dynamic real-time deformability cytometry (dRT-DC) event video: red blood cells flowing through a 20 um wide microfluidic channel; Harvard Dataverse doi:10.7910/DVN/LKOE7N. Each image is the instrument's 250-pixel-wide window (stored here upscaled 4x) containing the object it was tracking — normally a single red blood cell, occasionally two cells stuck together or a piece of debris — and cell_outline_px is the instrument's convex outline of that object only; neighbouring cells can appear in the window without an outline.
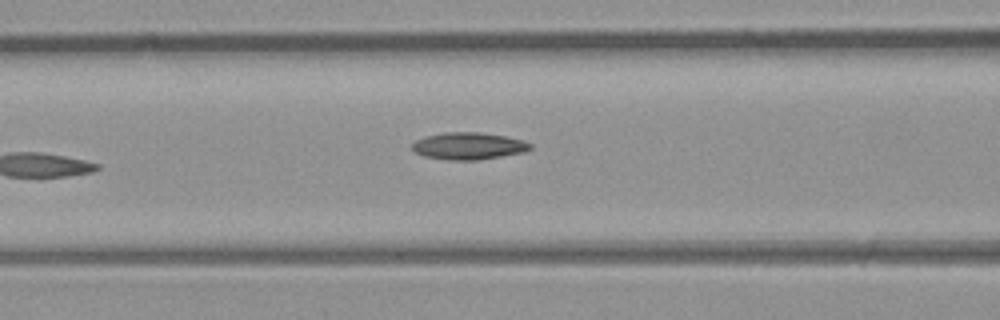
{"species": "common noctule bat (a hibernating species)", "species_latin": "Nyctalus noctula", "temperature_condition": "room temperature", "stored_images_in_passage": 31, "camera_frame_rate_fps": 3000, "um_per_image_px": 0.085, "animal": {"sex": "male", "body_mass_g": 23.1, "forearm_length_mm": 52.7}, "frame": {"image": 1, "passage_image": 5, "time_ms": 1.333, "image_size_px": [1000, 320], "cell_outline_px": [[532, 148], [524, 152], [480, 160], [448, 160], [424, 156], [416, 152], [412, 148], [412, 144], [416, 140], [424, 136], [444, 132], [480, 132], [504, 136], [524, 140], [532, 144]], "centroid_in_image_um": [39.84, 12.4], "position_along_channel_um": 126.8, "area_um2": 18.73}}
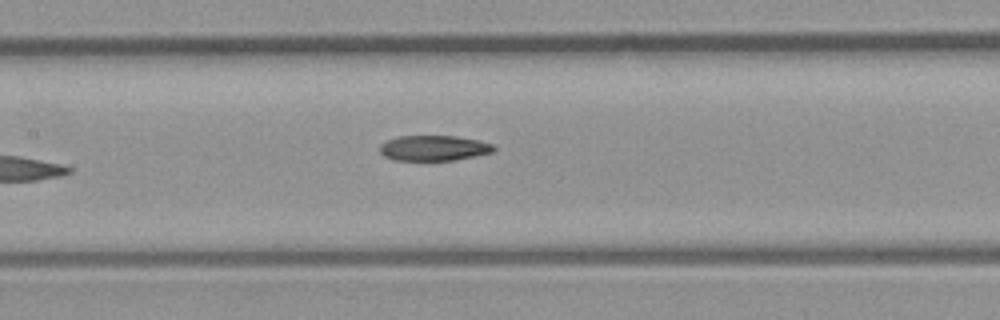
{"frame": {"image": 2, "passage_image": 8, "time_ms": 2.333, "image_size_px": [1000, 320], "cell_outline_px": [[496, 148], [492, 152], [456, 160], [396, 160], [384, 156], [380, 152], [380, 144], [388, 140], [400, 136], [456, 136], [476, 140], [492, 144]], "centroid_in_image_um": [36.86, 12.59], "position_along_channel_um": 170.5, "area_um2": 16.65}}